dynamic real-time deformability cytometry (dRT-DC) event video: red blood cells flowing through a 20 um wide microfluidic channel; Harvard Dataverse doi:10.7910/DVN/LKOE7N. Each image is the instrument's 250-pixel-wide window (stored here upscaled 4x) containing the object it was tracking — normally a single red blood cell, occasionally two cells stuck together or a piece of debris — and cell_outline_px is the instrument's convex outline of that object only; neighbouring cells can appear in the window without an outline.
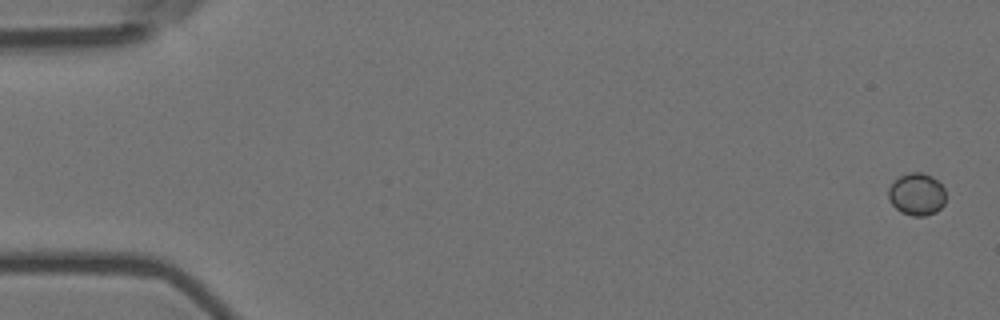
{"species": "Egyptian fruit bat (a non-hibernating species)", "species_latin": "Rousettus aegyptiacus", "temperature_condition": "room temperature", "stored_images_in_passage": 5, "camera_frame_rate_fps": 3000, "um_per_image_px": 0.085, "animal": {"sex": "female"}, "frame": {"image": 1, "passage_image": 1, "time_ms": 0.0, "image_size_px": [1000, 320], "cell_outline_px": [[944, 204], [936, 212], [924, 216], [912, 216], [900, 212], [892, 204], [888, 196], [888, 188], [900, 176], [908, 172], [924, 172], [932, 176], [944, 188]], "centroid_in_image_um": [77.92, 16.51], "position_along_channel_um": 7.1, "area_um2": 14.1}}
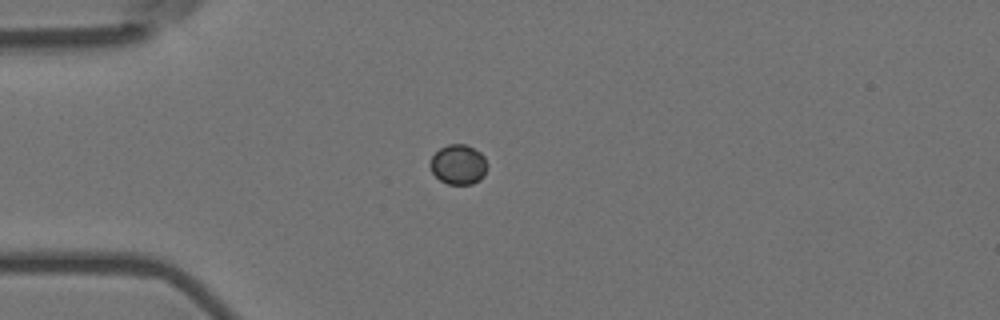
{"frame": {"image": 2, "passage_image": 5, "time_ms": 1.333, "image_size_px": [1000, 320], "cell_outline_px": [[488, 164], [484, 176], [480, 180], [472, 184], [448, 184], [440, 180], [432, 172], [428, 164], [432, 156], [440, 148], [448, 144], [464, 144], [480, 152], [484, 156]], "centroid_in_image_um": [38.96, 13.99], "position_along_channel_um": 46.0, "area_um2": 13.35}}